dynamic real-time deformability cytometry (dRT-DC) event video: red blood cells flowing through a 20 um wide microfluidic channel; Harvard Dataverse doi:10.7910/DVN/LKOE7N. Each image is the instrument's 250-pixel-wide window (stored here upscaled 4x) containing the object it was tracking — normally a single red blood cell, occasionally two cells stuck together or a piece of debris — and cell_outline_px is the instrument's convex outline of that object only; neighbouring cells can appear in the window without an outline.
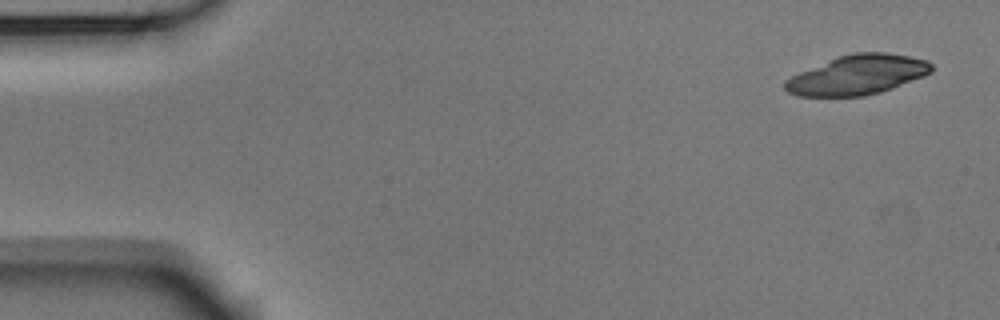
{"species": "Egyptian fruit bat (a non-hibernating species)", "species_latin": "Rousettus aegyptiacus", "temperature_condition": "room temperature", "stored_images_in_passage": 8, "camera_frame_rate_fps": 3000, "um_per_image_px": 0.085, "animal": {"sex": "male"}, "frame": {"image": 1, "passage_image": 1, "time_ms": 0.0, "image_size_px": [1000, 320], "cell_outline_px": [[932, 72], [924, 76], [892, 88], [880, 92], [864, 96], [796, 96], [788, 92], [784, 88], [784, 80], [800, 72], [836, 56], [852, 52], [888, 52], [928, 60], [932, 64]], "centroid_in_image_um": [72.89, 6.35], "position_along_channel_um": 12.1, "area_um2": 33.93}}
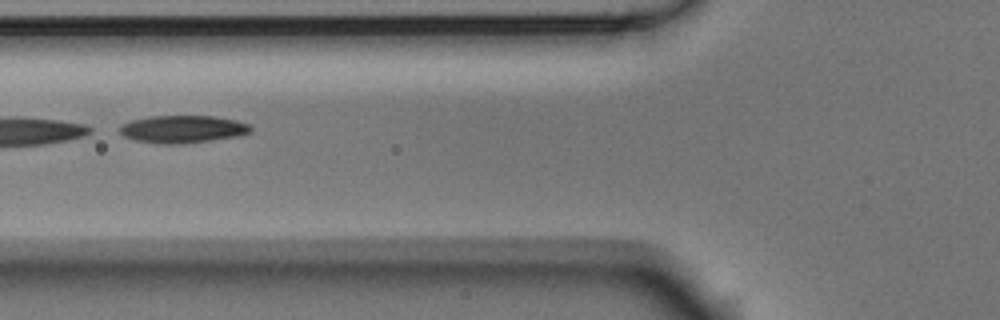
{"frame": {"image": 2, "passage_image": 6, "time_ms": 1.667, "image_size_px": [1000, 320], "cell_outline_px": [[252, 132], [240, 136], [184, 144], [160, 144], [132, 140], [124, 136], [120, 132], [120, 128], [124, 124], [132, 120], [152, 116], [212, 116], [236, 120], [252, 124]], "centroid_in_image_um": [15.59, 10.99], "position_along_channel_um": 110.2, "area_um2": 21.21}}
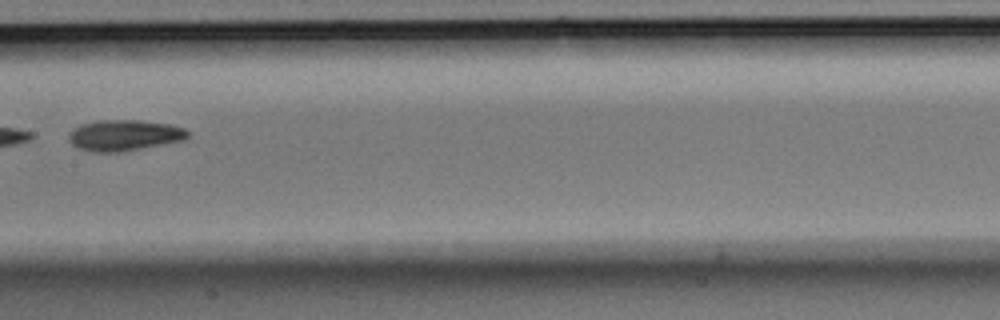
{"frame": {"image": 3, "passage_image": 8, "time_ms": 2.333, "image_size_px": [1000, 320], "cell_outline_px": [[188, 136], [184, 140], [124, 152], [92, 152], [76, 148], [68, 140], [68, 136], [76, 128], [84, 124], [100, 120], [140, 120], [168, 124], [184, 128], [188, 132]], "centroid_in_image_um": [10.57, 11.52], "position_along_channel_um": 196.8, "area_um2": 21.39}}